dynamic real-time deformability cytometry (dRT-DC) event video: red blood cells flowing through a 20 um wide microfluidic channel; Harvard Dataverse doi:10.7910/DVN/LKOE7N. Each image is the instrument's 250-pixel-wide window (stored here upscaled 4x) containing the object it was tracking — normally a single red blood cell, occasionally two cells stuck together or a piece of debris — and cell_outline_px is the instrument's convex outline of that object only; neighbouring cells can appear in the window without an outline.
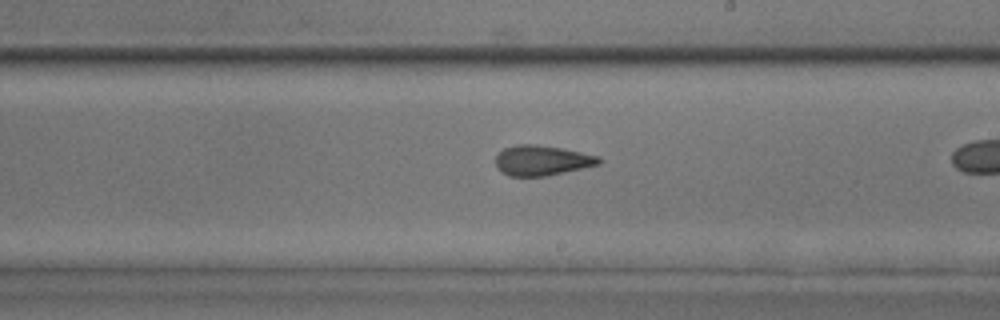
{"species": "common noctule bat (a hibernating species)", "species_latin": "Nyctalus noctula", "temperature_condition": "room temperature", "stored_images_in_passage": 33, "camera_frame_rate_fps": 3000, "um_per_image_px": 0.085, "animal": {"sex": "male", "body_mass_g": 17.9, "forearm_length_mm": 54.2}, "frame": {"image": 1, "passage_image": 24, "time_ms": 7.667, "image_size_px": [1000, 320], "cell_outline_px": [[600, 164], [564, 172], [544, 176], [508, 176], [500, 172], [496, 168], [496, 156], [504, 148], [516, 144], [536, 144], [560, 148], [600, 156]], "centroid_in_image_um": [46.02, 13.64], "position_along_channel_um": 243.0, "area_um2": 18.09}}